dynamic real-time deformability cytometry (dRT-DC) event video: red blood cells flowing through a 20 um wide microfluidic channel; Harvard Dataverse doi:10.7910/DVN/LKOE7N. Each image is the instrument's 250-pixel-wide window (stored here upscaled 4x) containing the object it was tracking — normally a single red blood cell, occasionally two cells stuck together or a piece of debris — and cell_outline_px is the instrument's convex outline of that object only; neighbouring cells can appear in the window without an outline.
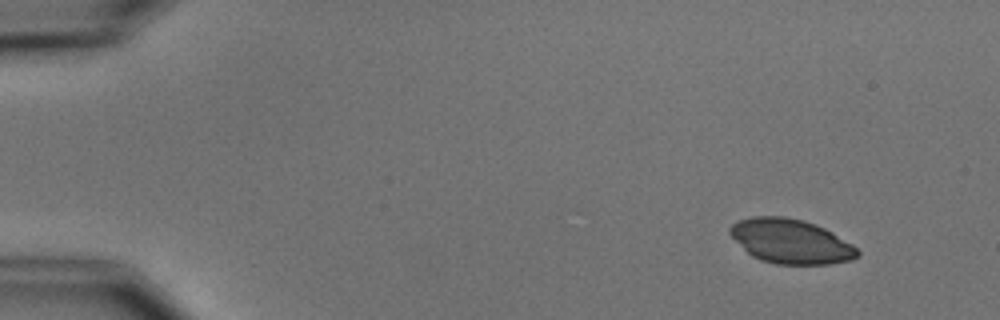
{"species": "common noctule bat (a hibernating species)", "species_latin": "Nyctalus noctula", "temperature_condition": "cold", "stored_images_in_passage": 5, "camera_frame_rate_fps": 3000, "um_per_image_px": 0.085, "animal": {"sex": "male", "body_mass_g": 15.6}, "frame": {"image": 1, "passage_image": 1, "time_ms": 0.0, "image_size_px": [1000, 320], "cell_outline_px": [[860, 256], [852, 260], [828, 264], [776, 264], [760, 260], [752, 256], [728, 232], [728, 228], [732, 224], [740, 220], [752, 216], [784, 216], [804, 220], [816, 224], [832, 232], [852, 244], [860, 252]], "centroid_in_image_um": [67.24, 20.51], "position_along_channel_um": 17.8, "area_um2": 33.0}}